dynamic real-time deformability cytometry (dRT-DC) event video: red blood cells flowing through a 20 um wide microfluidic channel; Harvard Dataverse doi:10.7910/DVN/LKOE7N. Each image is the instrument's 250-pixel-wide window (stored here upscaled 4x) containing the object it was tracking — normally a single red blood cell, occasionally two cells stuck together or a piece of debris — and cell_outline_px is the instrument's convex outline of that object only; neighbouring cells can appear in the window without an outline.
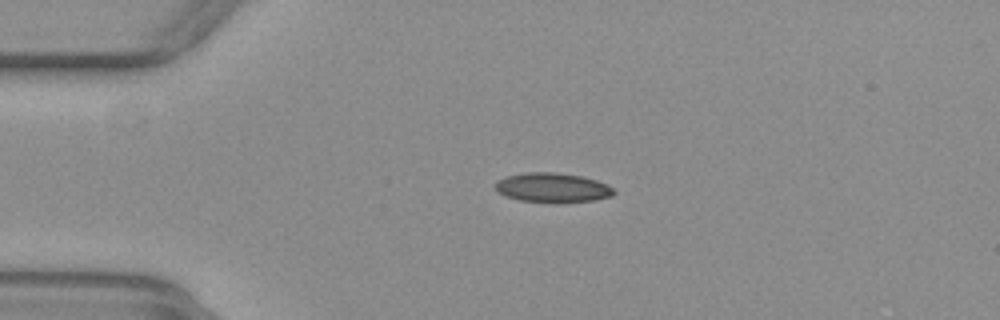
{"species": "common noctule bat (a hibernating species)", "species_latin": "Nyctalus noctula", "temperature_condition": "warm", "stored_images_in_passage": 43, "camera_frame_rate_fps": 3000, "um_per_image_px": 0.085, "animal": {"sex": "female", "body_mass_g": 29.2, "forearm_length_mm": 56.3}, "frame": {"image": 1, "passage_image": 2, "time_ms": 0.333, "image_size_px": [1000, 320], "cell_outline_px": [[616, 192], [612, 196], [596, 200], [556, 204], [520, 200], [504, 196], [496, 188], [496, 184], [500, 180], [508, 176], [524, 172], [552, 172], [580, 176], [596, 180], [608, 184]], "centroid_in_image_um": [47.01, 15.97], "position_along_channel_um": 38.0, "area_um2": 20.52}}
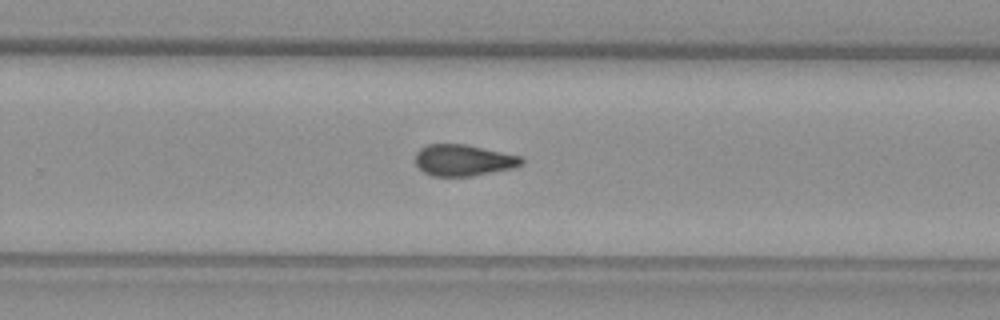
{"frame": {"image": 2, "passage_image": 24, "time_ms": 7.667, "image_size_px": [1000, 320], "cell_outline_px": [[524, 164], [512, 168], [472, 176], [432, 176], [424, 172], [416, 164], [416, 152], [420, 148], [428, 144], [468, 144], [520, 156], [524, 160]], "centroid_in_image_um": [39.39, 13.61], "position_along_channel_um": 290.4, "area_um2": 19.42}}
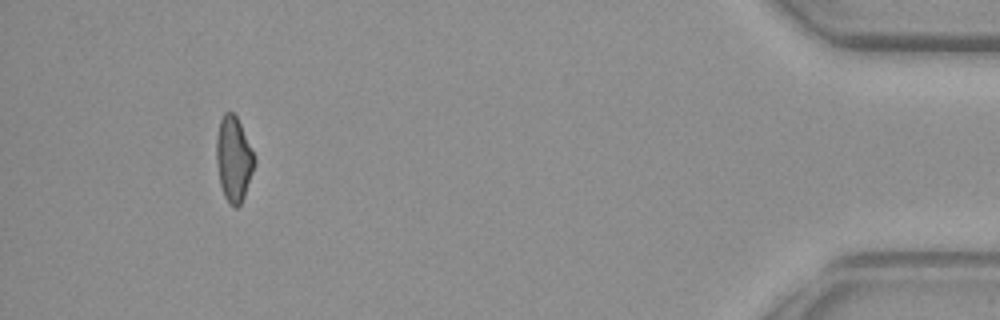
{"frame": {"image": 3, "passage_image": 39, "time_ms": 12.667, "image_size_px": [1000, 320], "cell_outline_px": [[256, 160], [244, 196], [240, 204], [236, 208], [228, 204], [224, 196], [220, 184], [216, 164], [216, 136], [220, 120], [224, 112], [232, 112], [236, 116], [256, 156]], "centroid_in_image_um": [19.85, 13.52], "position_along_channel_um": 415.4, "area_um2": 18.9}, "authors_computed_cell_mechanics": {"area_um2": 19.8254, "velocity_mm_per_s": 3.9079, "shape_relaxation_time_tau1_ms": null, "shape_relaxation_time_tau2_ms": 2.3147, "deformation_change_tau1": null, "deformation_change_tau2": 0.0867}}